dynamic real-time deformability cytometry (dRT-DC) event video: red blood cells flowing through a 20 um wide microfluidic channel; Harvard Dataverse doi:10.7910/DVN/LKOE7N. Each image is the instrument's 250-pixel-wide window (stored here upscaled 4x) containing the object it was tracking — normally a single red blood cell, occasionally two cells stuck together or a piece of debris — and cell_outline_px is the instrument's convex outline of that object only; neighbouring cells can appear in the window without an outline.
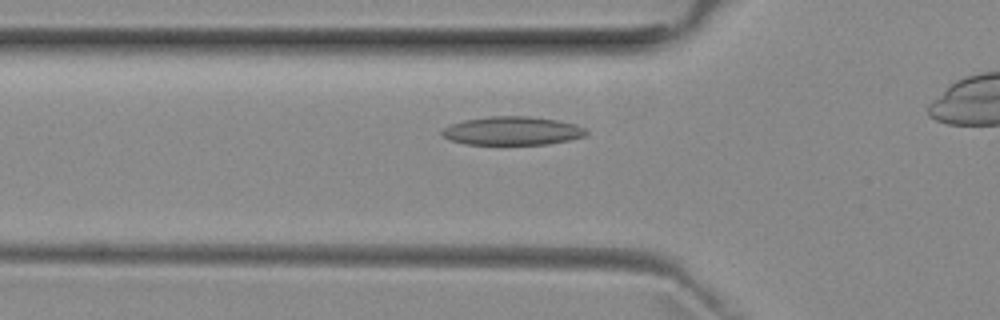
{"species": "common noctule bat (a hibernating species)", "species_latin": "Nyctalus noctula", "temperature_condition": "room temperature", "stored_images_in_passage": 31, "camera_frame_rate_fps": 3000, "um_per_image_px": 0.085, "animal": {"sex": "female", "body_mass_g": 29.2, "forearm_length_mm": 56.3}, "frame": {"image": 1, "passage_image": 6, "time_ms": 1.667, "image_size_px": [1000, 320], "cell_outline_px": [[588, 132], [584, 136], [568, 140], [548, 144], [464, 144], [452, 140], [444, 136], [440, 132], [448, 124], [464, 120], [488, 116], [528, 116], [556, 120], [576, 124], [584, 128]], "centroid_in_image_um": [43.52, 11.11], "position_along_channel_um": 82.3, "area_um2": 23.87}}
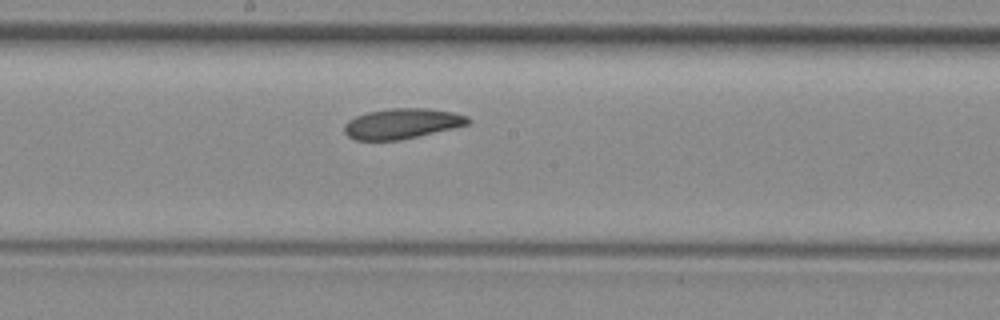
{"frame": {"image": 2, "passage_image": 16, "time_ms": 5.0, "image_size_px": [1000, 320], "cell_outline_px": [[472, 120], [468, 124], [452, 128], [416, 136], [396, 140], [356, 140], [348, 136], [344, 132], [344, 124], [348, 120], [356, 116], [368, 112], [392, 108], [424, 108], [452, 112], [468, 116]], "centroid_in_image_um": [34.14, 10.5], "position_along_channel_um": 214.1, "area_um2": 21.56}}
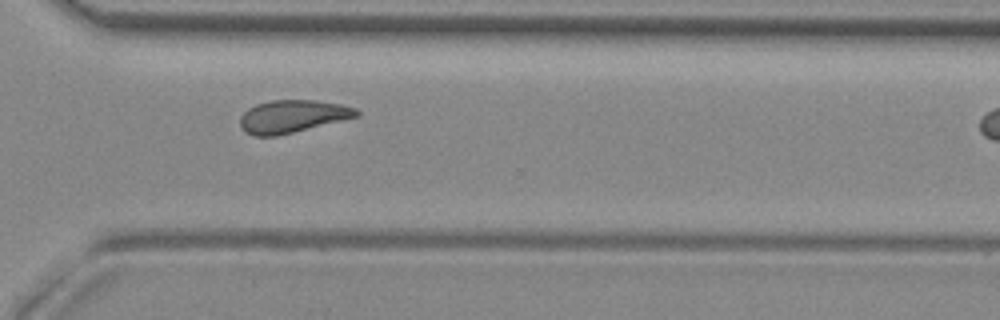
{"frame": {"image": 3, "passage_image": 26, "time_ms": 8.333, "image_size_px": [1000, 320], "cell_outline_px": [[360, 116], [276, 136], [252, 136], [244, 132], [240, 124], [240, 116], [248, 108], [256, 104], [272, 100], [316, 100], [340, 104], [356, 108], [360, 112]], "centroid_in_image_um": [24.84, 9.89], "position_along_channel_um": 345.8, "area_um2": 22.2}, "authors_computed_cell_mechanics": {"area_um2": 22.1952, "velocity_mm_per_s": 3.9445, "shape_relaxation_time_tau1_ms": null, "shape_relaxation_time_tau2_ms": 4.1924, "deformation_change_tau1": null, "deformation_change_tau2": 0.1118}}